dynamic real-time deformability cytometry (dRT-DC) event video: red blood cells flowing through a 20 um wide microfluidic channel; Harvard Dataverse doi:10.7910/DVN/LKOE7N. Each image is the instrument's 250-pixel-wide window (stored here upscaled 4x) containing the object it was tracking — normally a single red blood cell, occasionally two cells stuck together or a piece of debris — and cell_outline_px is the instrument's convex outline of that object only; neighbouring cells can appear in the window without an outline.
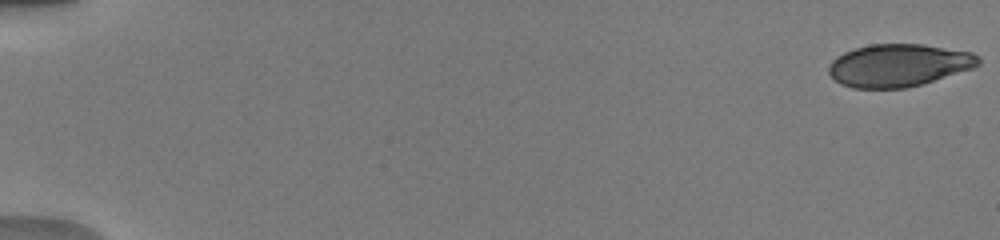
{"species": "human", "species_latin": "Homo sapiens", "temperature_condition": "warm", "stored_images_in_passage": 52, "camera_frame_rate_fps": 3000, "um_per_image_px": 0.085, "donor": {"sex": "male"}, "frame": {"image": 1, "passage_image": 1, "time_ms": 0.0, "image_size_px": [1000, 240], "cell_outline_px": [[980, 64], [972, 68], [924, 84], [908, 88], [852, 88], [840, 84], [828, 72], [828, 64], [836, 56], [844, 52], [868, 44], [920, 44], [972, 52], [980, 56]], "centroid_in_image_um": [76.37, 5.55], "position_along_channel_um": 8.6, "area_um2": 37.34}}
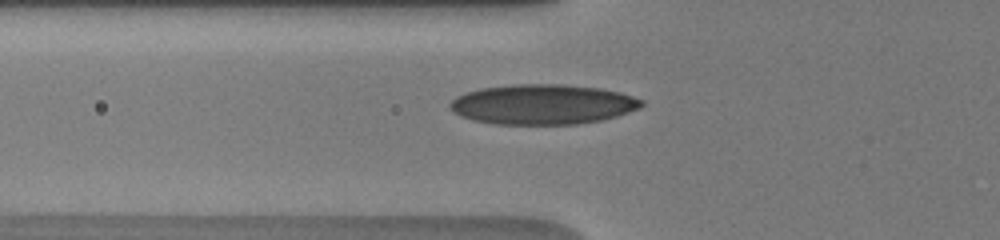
{"frame": {"image": 2, "passage_image": 20, "time_ms": 6.333, "image_size_px": [1000, 240], "cell_outline_px": [[644, 104], [640, 108], [616, 116], [600, 120], [576, 124], [496, 124], [472, 120], [460, 116], [448, 108], [448, 104], [456, 96], [464, 92], [480, 88], [512, 84], [564, 84], [600, 88], [620, 92], [644, 100]], "centroid_in_image_um": [46.09, 8.86], "position_along_channel_um": 79.7, "area_um2": 44.97}}
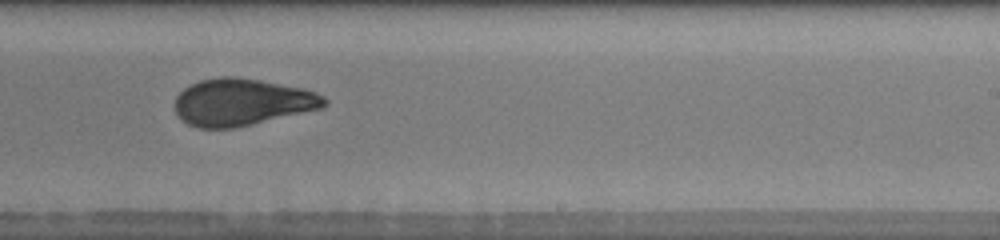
{"frame": {"image": 3, "passage_image": 34, "time_ms": 11.0, "image_size_px": [1000, 240], "cell_outline_px": [[328, 104], [324, 108], [232, 128], [200, 128], [188, 124], [176, 116], [176, 96], [184, 88], [200, 80], [220, 76], [232, 76], [260, 80], [304, 88], [316, 92], [324, 96], [328, 100]], "centroid_in_image_um": [20.59, 8.67], "position_along_channel_um": 268.4, "area_um2": 40.98}, "authors_computed_cell_mechanics": {"area_um2": 40.0265, "velocity_mm_per_s": 4.0379, "shape_relaxation_time_tau1_ms": 7.0602, "shape_relaxation_time_tau2_ms": 1.3851, "deformation_change_tau1": 0.2184, "deformation_change_tau2": 0.0804}}